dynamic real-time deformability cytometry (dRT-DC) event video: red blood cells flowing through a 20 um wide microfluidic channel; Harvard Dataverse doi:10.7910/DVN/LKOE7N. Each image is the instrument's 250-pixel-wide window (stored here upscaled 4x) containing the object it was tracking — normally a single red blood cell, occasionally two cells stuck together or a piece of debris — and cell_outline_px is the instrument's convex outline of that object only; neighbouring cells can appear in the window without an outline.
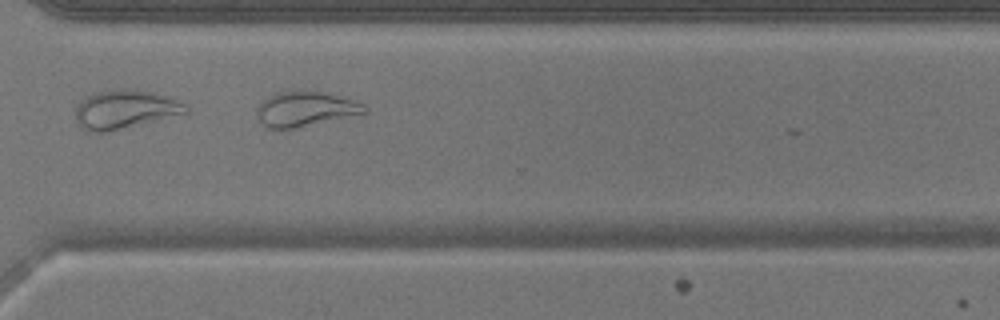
{"species": "common noctule bat (a hibernating species)", "species_latin": "Nyctalus noctula", "temperature_condition": "warm", "stored_images_in_passage": 42, "camera_frame_rate_fps": 3000, "um_per_image_px": 0.085, "animal": {"sex": "male", "body_mass_g": 17.9}, "frame": {"image": 1, "passage_image": 30, "time_ms": 9.667, "image_size_px": [1000, 320], "cell_outline_px": [[368, 112], [292, 128], [268, 128], [256, 116], [256, 108], [268, 96], [276, 92], [300, 88], [304, 88], [324, 92], [352, 100], [364, 104], [368, 108]], "centroid_in_image_um": [25.92, 9.21], "position_along_channel_um": 344.7, "area_um2": 21.91}}